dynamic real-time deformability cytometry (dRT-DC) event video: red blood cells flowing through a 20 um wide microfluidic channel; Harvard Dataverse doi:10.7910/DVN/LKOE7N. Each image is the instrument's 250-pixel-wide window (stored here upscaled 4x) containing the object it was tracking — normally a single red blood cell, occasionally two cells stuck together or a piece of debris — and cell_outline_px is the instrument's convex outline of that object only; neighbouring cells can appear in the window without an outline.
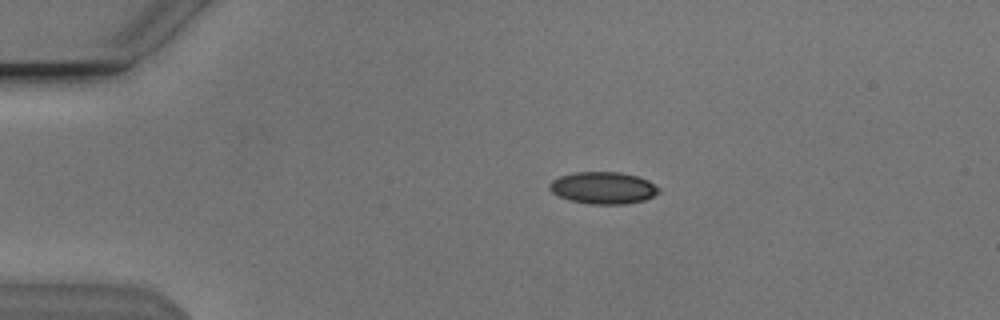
{"species": "Egyptian fruit bat (a non-hibernating species)", "species_latin": "Rousettus aegyptiacus", "temperature_condition": "cold", "stored_images_in_passage": 15, "camera_frame_rate_fps": 3000, "um_per_image_px": 0.085, "animal": {"sex": "male"}, "frame": {"image": 1, "passage_image": 9, "time_ms": 2.667, "image_size_px": [1000, 320], "cell_outline_px": [[660, 192], [644, 200], [624, 204], [588, 204], [568, 200], [552, 192], [548, 188], [548, 184], [552, 180], [560, 176], [576, 172], [620, 172], [636, 176], [648, 180], [660, 188]], "centroid_in_image_um": [51.25, 15.97], "position_along_channel_um": 33.7, "area_um2": 20.4}}